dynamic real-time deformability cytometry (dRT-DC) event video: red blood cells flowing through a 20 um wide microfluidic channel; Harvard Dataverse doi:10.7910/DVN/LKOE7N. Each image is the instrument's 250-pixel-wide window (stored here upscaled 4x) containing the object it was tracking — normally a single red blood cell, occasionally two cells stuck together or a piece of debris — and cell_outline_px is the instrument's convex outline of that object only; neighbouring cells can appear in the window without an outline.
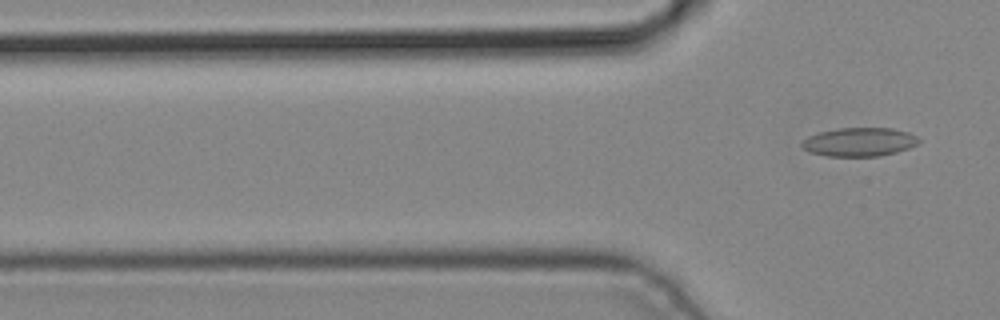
{"species": "common noctule bat (a hibernating species)", "species_latin": "Nyctalus noctula", "temperature_condition": "cold", "stored_images_in_passage": 3, "camera_frame_rate_fps": 3000, "um_per_image_px": 0.085, "animal": {"sex": "male", "body_mass_g": 19.2, "forearm_length_mm": 51.8}, "frame": {"image": 1, "passage_image": 3, "time_ms": 0.667, "image_size_px": [1000, 320], "cell_outline_px": [[920, 140], [916, 144], [908, 148], [896, 152], [880, 156], [828, 156], [812, 152], [804, 148], [800, 144], [808, 136], [820, 132], [840, 128], [892, 128], [908, 132], [916, 136]], "centroid_in_image_um": [73.06, 12.06], "position_along_channel_um": 52.7, "area_um2": 19.31}}